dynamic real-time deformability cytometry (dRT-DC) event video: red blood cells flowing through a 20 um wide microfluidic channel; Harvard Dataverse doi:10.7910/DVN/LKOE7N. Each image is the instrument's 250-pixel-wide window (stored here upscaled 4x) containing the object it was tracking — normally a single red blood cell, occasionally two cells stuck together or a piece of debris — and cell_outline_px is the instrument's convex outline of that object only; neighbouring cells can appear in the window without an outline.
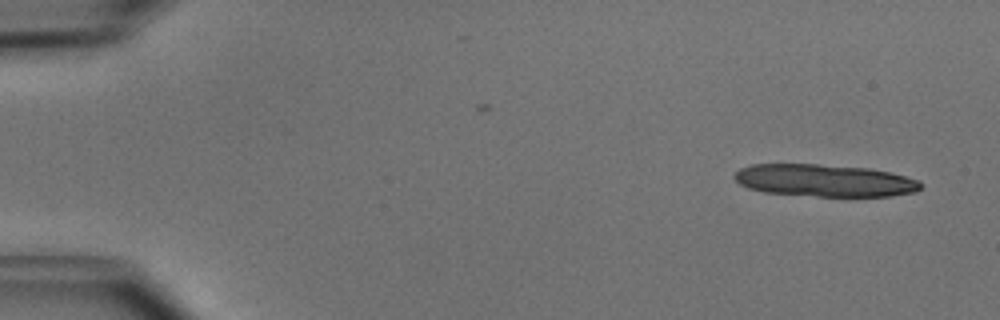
{"species": "common noctule bat (a hibernating species)", "species_latin": "Nyctalus noctula", "temperature_condition": "cold", "stored_images_in_passage": 13, "camera_frame_rate_fps": 3000, "um_per_image_px": 0.085, "animal": {"sex": "male", "body_mass_g": 15.6}, "frame": {"image": 1, "passage_image": 2, "time_ms": 0.333, "image_size_px": [1000, 320], "cell_outline_px": [[924, 184], [916, 192], [892, 196], [816, 196], [764, 192], [748, 188], [740, 184], [732, 176], [740, 168], [752, 164], [816, 164], [868, 168], [888, 172], [920, 180]], "centroid_in_image_um": [70.09, 15.34], "position_along_channel_um": 14.9, "area_um2": 35.08}}